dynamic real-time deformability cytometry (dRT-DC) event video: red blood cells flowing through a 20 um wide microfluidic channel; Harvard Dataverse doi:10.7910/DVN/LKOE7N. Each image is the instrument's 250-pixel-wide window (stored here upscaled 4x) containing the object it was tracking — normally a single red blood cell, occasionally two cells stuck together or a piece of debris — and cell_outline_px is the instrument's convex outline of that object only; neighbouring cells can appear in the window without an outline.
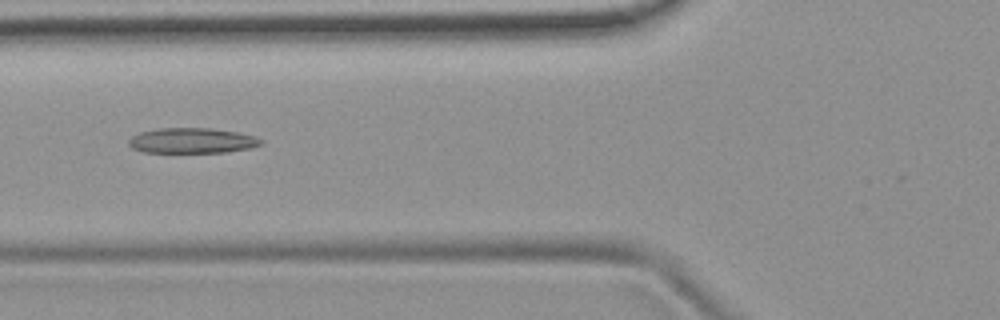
{"species": "common noctule bat (a hibernating species)", "species_latin": "Nyctalus noctula", "temperature_condition": "room temperature", "stored_images_in_passage": 5, "camera_frame_rate_fps": 3000, "um_per_image_px": 0.085, "animal": {"sex": "female", "body_mass_g": 19.9}, "frame": {"image": 1, "passage_image": 5, "time_ms": 4.333, "image_size_px": [1000, 320], "cell_outline_px": [[264, 144], [252, 148], [224, 152], [144, 152], [132, 148], [128, 144], [128, 140], [132, 136], [140, 132], [156, 128], [208, 128], [236, 132], [256, 136], [264, 140]], "centroid_in_image_um": [16.35, 11.95], "position_along_channel_um": 109.5, "area_um2": 19.59}}